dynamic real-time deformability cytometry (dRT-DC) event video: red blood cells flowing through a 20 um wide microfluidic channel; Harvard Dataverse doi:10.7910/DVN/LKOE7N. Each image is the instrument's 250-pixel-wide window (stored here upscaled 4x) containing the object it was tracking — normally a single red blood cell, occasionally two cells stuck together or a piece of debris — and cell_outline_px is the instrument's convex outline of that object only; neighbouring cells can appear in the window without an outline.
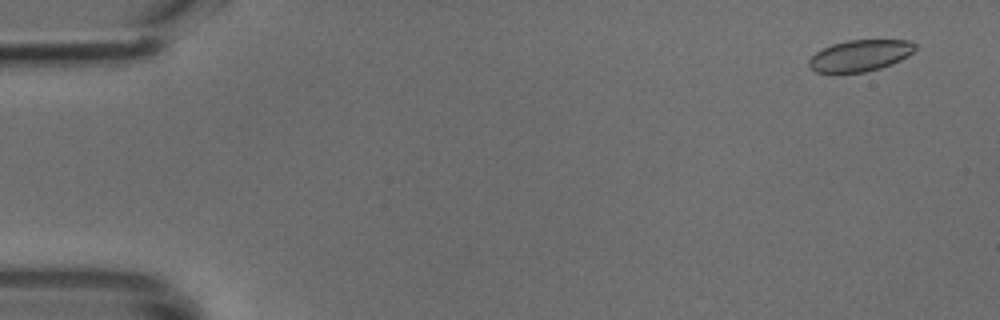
{"species": "common noctule bat (a hibernating species)", "species_latin": "Nyctalus noctula", "temperature_condition": "cold", "stored_images_in_passage": 15, "camera_frame_rate_fps": 3000, "um_per_image_px": 0.085, "animal": {"sex": "male", "body_mass_g": 18.8}, "frame": {"image": 1, "passage_image": 3, "time_ms": 0.667, "image_size_px": [1000, 320], "cell_outline_px": [[916, 48], [908, 56], [892, 64], [880, 68], [864, 72], [816, 72], [808, 68], [808, 60], [816, 52], [832, 44], [848, 40], [908, 40], [916, 44]], "centroid_in_image_um": [73.1, 4.72], "position_along_channel_um": 11.9, "area_um2": 19.36}}